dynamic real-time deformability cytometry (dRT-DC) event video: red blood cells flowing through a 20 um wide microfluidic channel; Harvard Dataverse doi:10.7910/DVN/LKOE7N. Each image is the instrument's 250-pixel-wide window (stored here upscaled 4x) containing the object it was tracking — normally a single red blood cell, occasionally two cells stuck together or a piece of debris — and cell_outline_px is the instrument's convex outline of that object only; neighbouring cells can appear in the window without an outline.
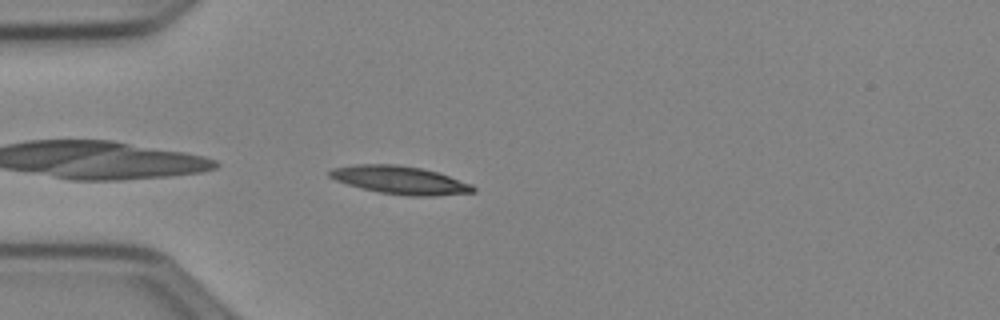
{"species": "Egyptian fruit bat (a non-hibernating species)", "species_latin": "Rousettus aegyptiacus", "temperature_condition": "cold", "stored_images_in_passage": 39, "camera_frame_rate_fps": 3000, "um_per_image_px": 0.085, "animal": {"sex": "female"}, "frame": {"image": 1, "passage_image": 2, "time_ms": 0.333, "image_size_px": [1000, 320], "cell_outline_px": [[476, 192], [432, 196], [412, 196], [380, 192], [360, 188], [336, 180], [328, 176], [328, 172], [332, 168], [352, 164], [396, 164], [420, 168], [436, 172], [472, 184], [476, 188]], "centroid_in_image_um": [33.98, 15.3], "position_along_channel_um": 51.0, "area_um2": 23.35}}
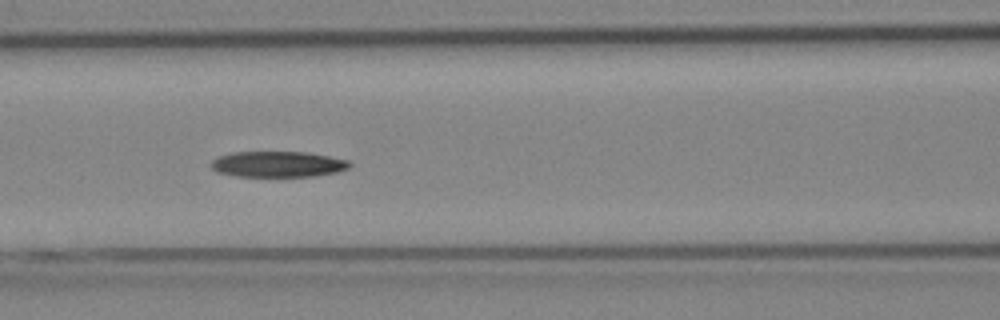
{"frame": {"image": 2, "passage_image": 10, "time_ms": 3.0, "image_size_px": [1000, 320], "cell_outline_px": [[352, 164], [348, 168], [336, 172], [312, 176], [236, 176], [216, 172], [208, 164], [212, 160], [220, 156], [232, 152], [308, 152], [348, 160]], "centroid_in_image_um": [23.59, 13.95], "position_along_channel_um": 143.0, "area_um2": 20.81}}
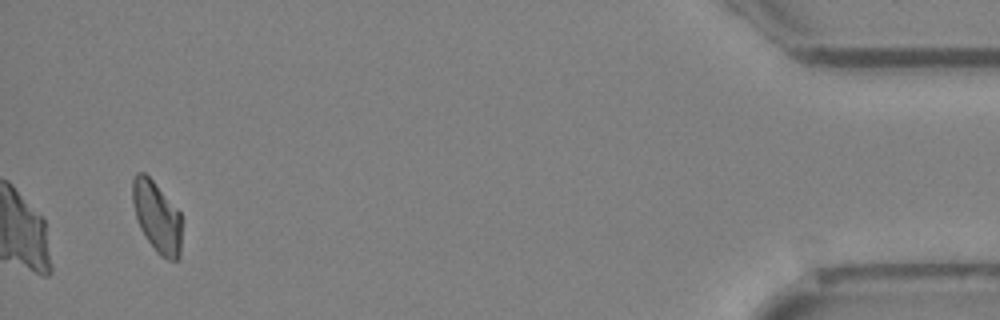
{"frame": {"image": 3, "passage_image": 37, "time_ms": 12.0, "image_size_px": [1000, 320], "cell_outline_px": [[180, 256], [176, 260], [168, 260], [160, 256], [156, 252], [140, 228], [132, 204], [132, 180], [136, 172], [144, 172], [152, 180], [180, 212]], "centroid_in_image_um": [13.31, 18.43], "position_along_channel_um": 421.9, "area_um2": 20.11}, "authors_computed_cell_mechanics": {"area_um2": 21.2704, "velocity_mm_per_s": 3.9443, "shape_relaxation_time_tau1_ms": 3.8755, "shape_relaxation_time_tau2_ms": null, "deformation_change_tau1": 0.1159, "deformation_change_tau2": null}}